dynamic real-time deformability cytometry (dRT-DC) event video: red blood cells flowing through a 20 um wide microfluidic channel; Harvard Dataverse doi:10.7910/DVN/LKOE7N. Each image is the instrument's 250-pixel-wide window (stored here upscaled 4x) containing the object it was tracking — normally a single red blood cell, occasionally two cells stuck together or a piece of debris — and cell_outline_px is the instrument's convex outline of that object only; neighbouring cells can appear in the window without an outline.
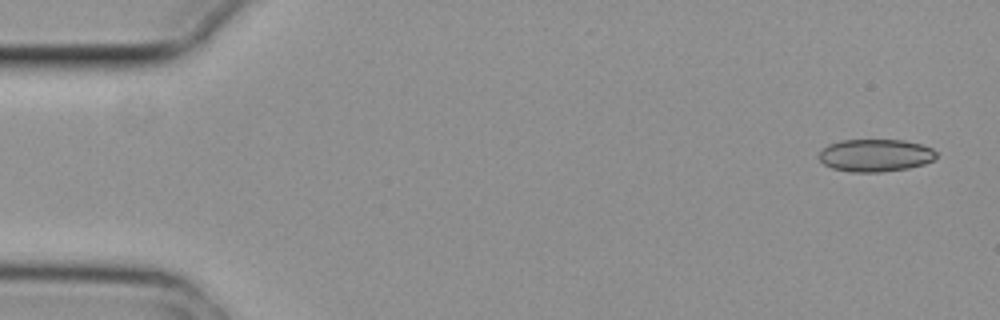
{"species": "common noctule bat (a hibernating species)", "species_latin": "Nyctalus noctula", "temperature_condition": "cold", "stored_images_in_passage": 2, "segment_of_instrument_passage": [2, 2], "camera_frame_rate_fps": 3000, "um_per_image_px": 0.085, "animal": {"sex": "female", "body_mass_g": 29.2, "forearm_length_mm": 56.3}, "frame": {"image": 1, "passage_image": 2, "time_ms": 0.333, "image_size_px": [1000, 320], "cell_outline_px": [[936, 156], [932, 160], [924, 164], [908, 168], [880, 172], [848, 172], [832, 168], [824, 164], [816, 156], [828, 144], [840, 140], [904, 140], [920, 144], [932, 148], [936, 152]], "centroid_in_image_um": [74.37, 13.2], "position_along_channel_um": 10.6, "area_um2": 22.31}}